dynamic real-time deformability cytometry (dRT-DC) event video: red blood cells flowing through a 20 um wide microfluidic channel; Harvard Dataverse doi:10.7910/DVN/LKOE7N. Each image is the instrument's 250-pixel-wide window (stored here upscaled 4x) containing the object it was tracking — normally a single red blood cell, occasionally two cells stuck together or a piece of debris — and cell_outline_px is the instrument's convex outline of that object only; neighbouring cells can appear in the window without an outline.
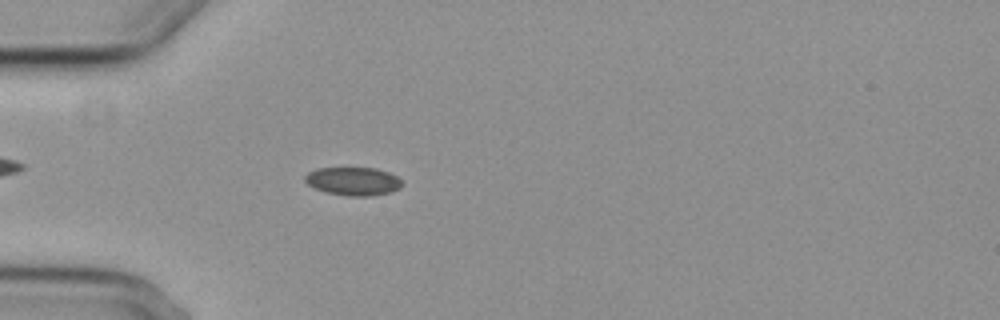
{"species": "common noctule bat (a hibernating species)", "species_latin": "Nyctalus noctula", "temperature_condition": "cold", "stored_images_in_passage": 5, "camera_frame_rate_fps": 3000, "um_per_image_px": 0.085, "animal": {"sex": "female", "body_mass_g": 29.2, "forearm_length_mm": 56.3}, "frame": {"image": 1, "passage_image": 5, "time_ms": 5.667, "image_size_px": [1000, 320], "cell_outline_px": [[404, 184], [400, 188], [388, 192], [372, 196], [348, 196], [324, 192], [308, 184], [304, 180], [304, 176], [308, 172], [316, 168], [376, 168], [388, 172], [396, 176]], "centroid_in_image_um": [30.01, 15.4], "position_along_channel_um": 55.0, "area_um2": 16.01}}